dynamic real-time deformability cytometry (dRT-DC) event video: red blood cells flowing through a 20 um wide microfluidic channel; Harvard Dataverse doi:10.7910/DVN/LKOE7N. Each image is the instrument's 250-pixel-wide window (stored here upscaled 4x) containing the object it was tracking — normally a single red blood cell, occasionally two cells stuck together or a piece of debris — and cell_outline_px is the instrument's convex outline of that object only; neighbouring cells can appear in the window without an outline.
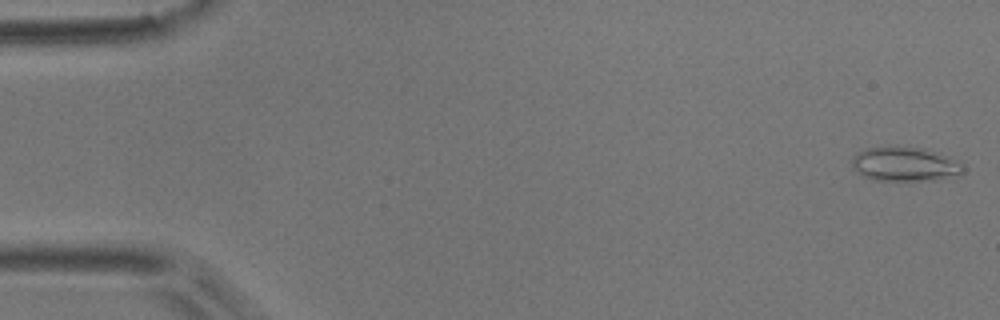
{"species": "common noctule bat (a hibernating species)", "species_latin": "Nyctalus noctula", "temperature_condition": "room temperature", "stored_images_in_passage": 52, "camera_frame_rate_fps": 3000, "um_per_image_px": 0.085, "animal": {"sex": "male", "body_mass_g": 17.9}, "frame": {"image": 1, "passage_image": 1, "time_ms": 0.0, "image_size_px": [1000, 320], "cell_outline_px": [[964, 172], [956, 176], [936, 180], [872, 180], [864, 176], [852, 168], [852, 156], [868, 148], [896, 144], [924, 148], [948, 156], [960, 164], [964, 168]], "centroid_in_image_um": [76.9, 13.93], "position_along_channel_um": 8.1, "area_um2": 22.54}}
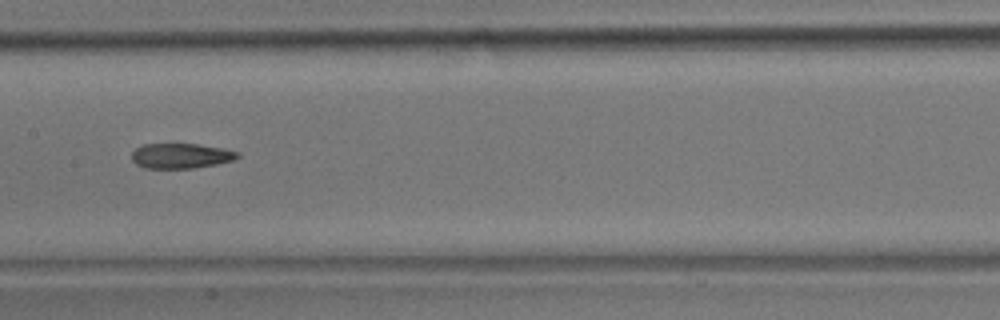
{"frame": {"image": 2, "passage_image": 26, "time_ms": 8.333, "image_size_px": [1000, 320], "cell_outline_px": [[240, 156], [232, 160], [216, 164], [192, 168], [144, 168], [136, 164], [132, 160], [132, 152], [136, 148], [144, 144], [196, 144], [224, 148], [240, 152]], "centroid_in_image_um": [15.38, 13.24], "position_along_channel_um": 192.0, "area_um2": 15.43}}
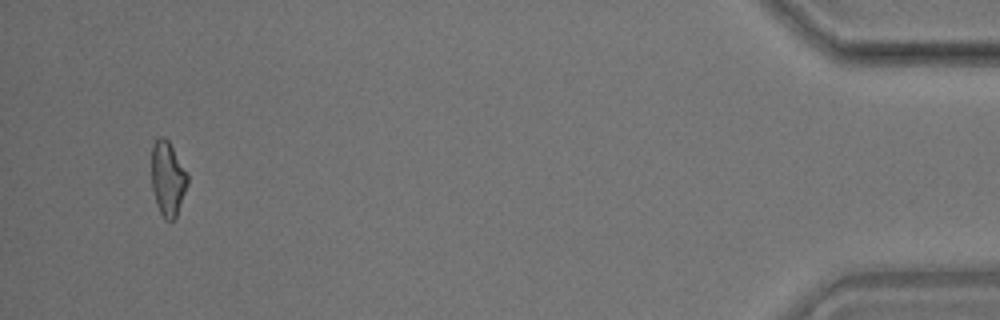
{"frame": {"image": 3, "passage_image": 50, "time_ms": 16.333, "image_size_px": [1000, 320], "cell_outline_px": [[188, 184], [176, 216], [172, 220], [164, 220], [156, 204], [152, 188], [152, 144], [160, 136], [164, 136], [168, 140], [188, 172]], "centroid_in_image_um": [14.26, 15.16], "position_along_channel_um": 420.9, "area_um2": 15.72}}